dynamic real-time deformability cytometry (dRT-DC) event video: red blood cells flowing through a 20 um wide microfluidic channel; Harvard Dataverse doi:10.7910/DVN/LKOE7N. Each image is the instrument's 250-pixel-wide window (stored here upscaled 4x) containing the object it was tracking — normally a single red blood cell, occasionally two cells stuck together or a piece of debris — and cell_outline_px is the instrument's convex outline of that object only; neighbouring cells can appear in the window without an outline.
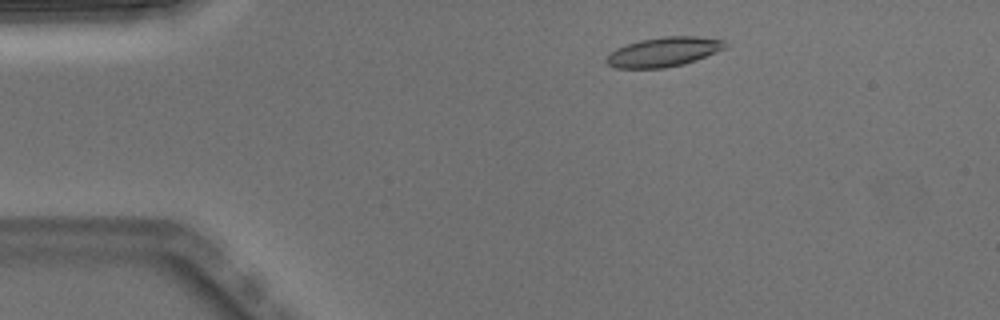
{"species": "Egyptian fruit bat (a non-hibernating species)", "species_latin": "Rousettus aegyptiacus", "temperature_condition": "warm", "stored_images_in_passage": 4, "camera_frame_rate_fps": 3000, "um_per_image_px": 0.085, "animal": {"sex": "male"}, "frame": {"image": 1, "passage_image": 2, "time_ms": 0.333, "image_size_px": [1000, 320], "cell_outline_px": [[724, 48], [716, 52], [696, 60], [684, 64], [664, 68], [616, 68], [608, 64], [604, 60], [616, 48], [640, 40], [664, 36], [696, 36], [724, 40]], "centroid_in_image_um": [56.39, 4.41], "position_along_channel_um": 28.6, "area_um2": 20.17}}
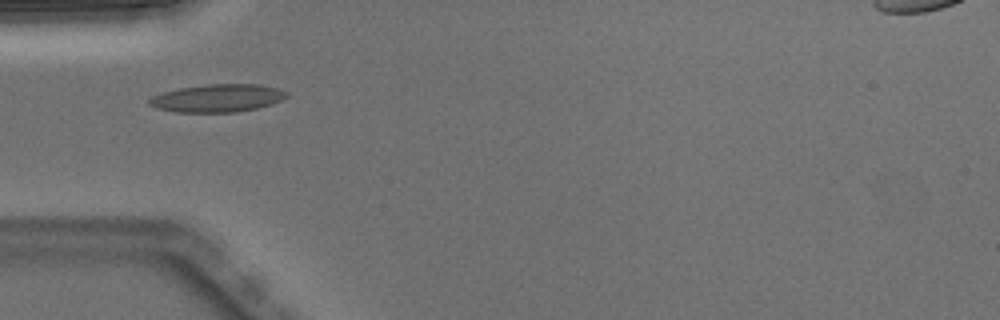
{"frame": {"image": 2, "passage_image": 4, "time_ms": 1.0, "image_size_px": [1000, 320], "cell_outline_px": [[288, 96], [272, 104], [256, 108], [236, 112], [176, 112], [156, 108], [148, 104], [148, 100], [152, 96], [164, 92], [180, 88], [208, 84], [260, 84], [276, 88], [288, 92]], "centroid_in_image_um": [18.49, 8.34], "position_along_channel_um": 66.5, "area_um2": 22.2}}